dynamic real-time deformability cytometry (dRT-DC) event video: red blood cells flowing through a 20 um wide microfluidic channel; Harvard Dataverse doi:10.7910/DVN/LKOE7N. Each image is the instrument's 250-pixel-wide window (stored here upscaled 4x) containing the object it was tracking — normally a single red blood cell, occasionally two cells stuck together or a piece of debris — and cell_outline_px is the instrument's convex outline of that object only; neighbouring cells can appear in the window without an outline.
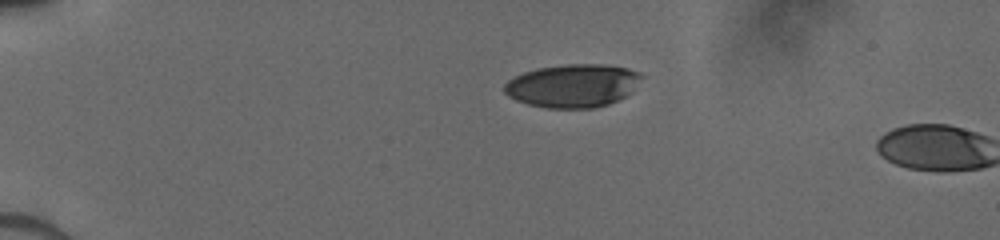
{"species": "human", "species_latin": "Homo sapiens", "temperature_condition": "cold", "stored_images_in_passage": 3, "camera_frame_rate_fps": 3000, "um_per_image_px": 0.085, "donor": {"sex": "male"}, "frame": {"image": 1, "passage_image": 1, "time_ms": 0.0, "image_size_px": [1000, 240], "cell_outline_px": [[644, 76], [632, 92], [608, 104], [596, 108], [544, 108], [528, 104], [516, 100], [508, 96], [504, 92], [504, 84], [508, 80], [524, 72], [536, 68], [568, 64], [604, 64], [628, 68], [640, 72]], "centroid_in_image_um": [48.7, 7.28], "position_along_channel_um": 36.3, "area_um2": 34.74}}